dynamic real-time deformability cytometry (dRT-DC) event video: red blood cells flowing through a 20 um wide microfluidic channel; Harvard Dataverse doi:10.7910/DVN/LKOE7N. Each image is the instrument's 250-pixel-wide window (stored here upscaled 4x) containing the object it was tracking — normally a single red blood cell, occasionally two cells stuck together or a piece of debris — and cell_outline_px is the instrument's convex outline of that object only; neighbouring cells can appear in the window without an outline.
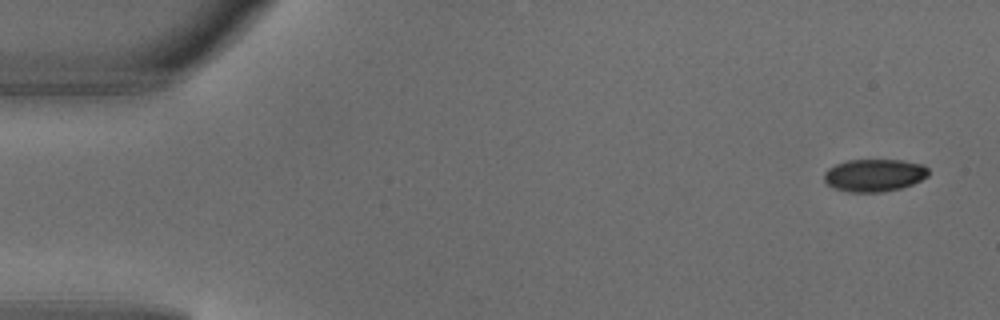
{"species": "common noctule bat (a hibernating species)", "species_latin": "Nyctalus noctula", "temperature_condition": "warm", "stored_images_in_passage": 5, "camera_frame_rate_fps": 3000, "um_per_image_px": 0.085, "animal": {"sex": "male", "body_mass_g": 18.8}, "frame": {"image": 1, "passage_image": 1, "time_ms": 0.0, "image_size_px": [1000, 320], "cell_outline_px": [[928, 176], [912, 184], [900, 188], [880, 192], [848, 192], [832, 188], [824, 180], [824, 172], [828, 168], [836, 164], [848, 160], [900, 160], [924, 164], [928, 168]], "centroid_in_image_um": [74.3, 14.89], "position_along_channel_um": 10.7, "area_um2": 19.83}}
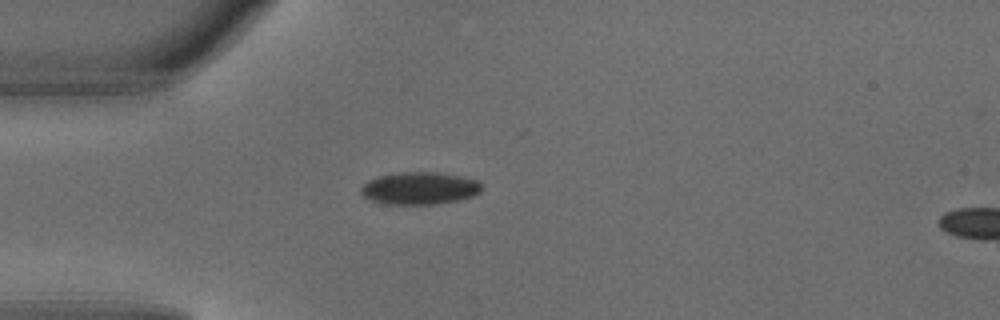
{"frame": {"image": 2, "passage_image": 4, "time_ms": 1.0, "image_size_px": [1000, 320], "cell_outline_px": [[480, 192], [472, 196], [456, 200], [432, 204], [384, 204], [368, 200], [360, 192], [360, 188], [368, 180], [380, 176], [400, 172], [436, 172], [460, 176], [476, 180], [480, 184]], "centroid_in_image_um": [35.61, 16.0], "position_along_channel_um": 49.4, "area_um2": 22.6}}